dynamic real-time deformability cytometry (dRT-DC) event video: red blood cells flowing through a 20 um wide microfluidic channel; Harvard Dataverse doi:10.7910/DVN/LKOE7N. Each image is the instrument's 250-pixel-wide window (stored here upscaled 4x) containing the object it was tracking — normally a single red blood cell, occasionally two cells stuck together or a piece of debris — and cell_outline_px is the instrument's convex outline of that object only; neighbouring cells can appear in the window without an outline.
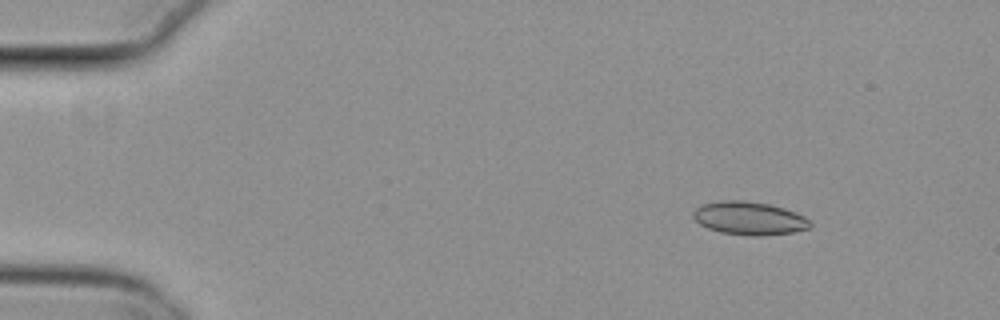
{"species": "common noctule bat (a hibernating species)", "species_latin": "Nyctalus noctula", "temperature_condition": "cold", "stored_images_in_passage": 55, "camera_frame_rate_fps": 3000, "um_per_image_px": 0.085, "animal": {"sex": "female", "body_mass_g": 29.2, "forearm_length_mm": 56.3}, "frame": {"image": 1, "passage_image": 8, "time_ms": 2.333, "image_size_px": [1000, 320], "cell_outline_px": [[812, 228], [792, 232], [760, 236], [752, 236], [720, 232], [708, 228], [700, 224], [692, 216], [692, 212], [696, 208], [704, 204], [720, 200], [744, 200], [768, 204], [784, 208], [804, 216], [812, 224]], "centroid_in_image_um": [63.68, 18.55], "position_along_channel_um": 21.3, "area_um2": 22.6}}
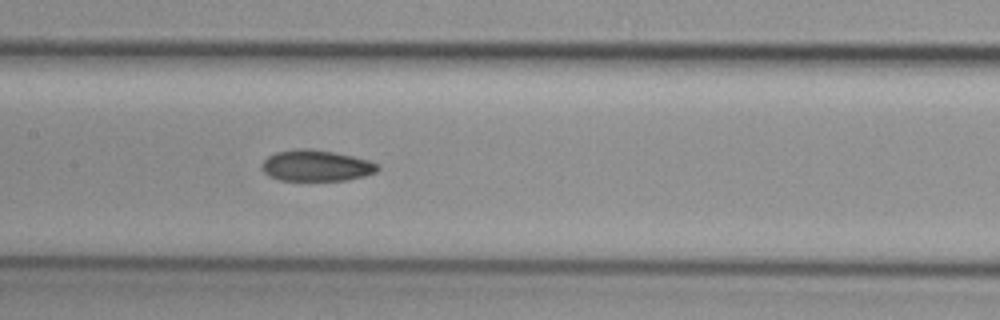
{"frame": {"image": 2, "passage_image": 28, "time_ms": 9.0, "image_size_px": [1000, 320], "cell_outline_px": [[380, 168], [376, 172], [364, 176], [344, 180], [280, 180], [268, 176], [260, 168], [264, 160], [268, 156], [276, 152], [300, 148], [308, 148], [332, 152], [352, 156], [368, 160], [380, 164]], "centroid_in_image_um": [26.87, 14.08], "position_along_channel_um": 180.5, "area_um2": 20.98}}
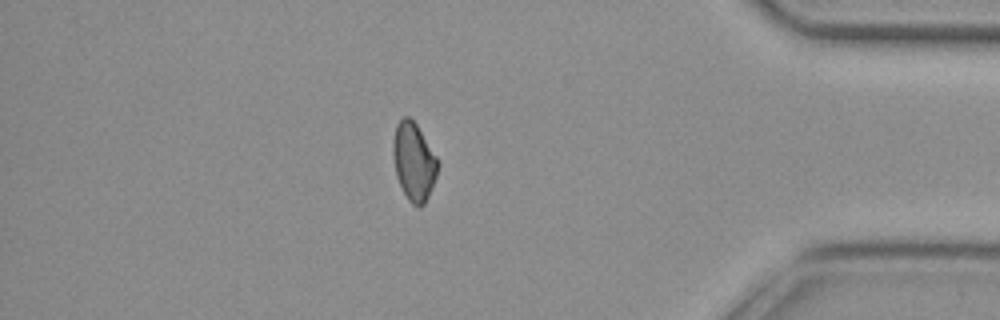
{"frame": {"image": 3, "passage_image": 48, "time_ms": 15.667, "image_size_px": [1000, 320], "cell_outline_px": [[440, 164], [432, 188], [424, 204], [412, 204], [408, 200], [396, 176], [392, 152], [392, 144], [396, 124], [404, 116], [408, 116], [416, 124], [440, 160]], "centroid_in_image_um": [35.18, 13.7], "position_along_channel_um": 400.0, "area_um2": 20.35}, "authors_computed_cell_mechanics": {"area_um2": 21.386, "velocity_mm_per_s": 3.8274, "shape_relaxation_time_tau1_ms": null, "shape_relaxation_time_tau2_ms": 6.7837, "deformation_change_tau1": null, "deformation_change_tau2": 0.1042}}